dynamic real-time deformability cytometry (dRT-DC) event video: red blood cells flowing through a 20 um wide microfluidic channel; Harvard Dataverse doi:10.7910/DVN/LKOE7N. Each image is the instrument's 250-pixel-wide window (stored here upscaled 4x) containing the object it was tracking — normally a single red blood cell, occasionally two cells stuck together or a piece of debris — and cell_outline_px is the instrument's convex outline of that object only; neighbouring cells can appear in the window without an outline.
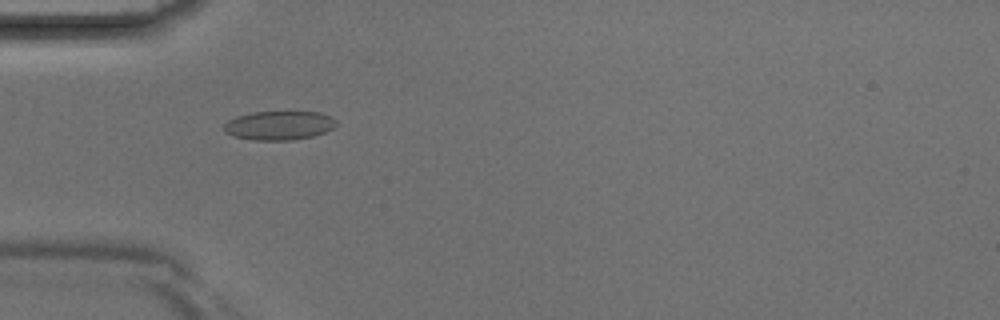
{"species": "Egyptian fruit bat (a non-hibernating species)", "species_latin": "Rousettus aegyptiacus", "temperature_condition": "room temperature", "stored_images_in_passage": 29, "camera_frame_rate_fps": 3000, "um_per_image_px": 0.085, "animal": {"sex": "male"}, "frame": {"image": 1, "passage_image": 5, "time_ms": 1.333, "image_size_px": [1000, 320], "cell_outline_px": [[336, 124], [332, 128], [324, 132], [312, 136], [288, 140], [252, 140], [236, 136], [224, 132], [224, 124], [228, 120], [236, 116], [252, 112], [320, 112], [336, 120]], "centroid_in_image_um": [23.69, 10.66], "position_along_channel_um": 61.3, "area_um2": 18.73}}
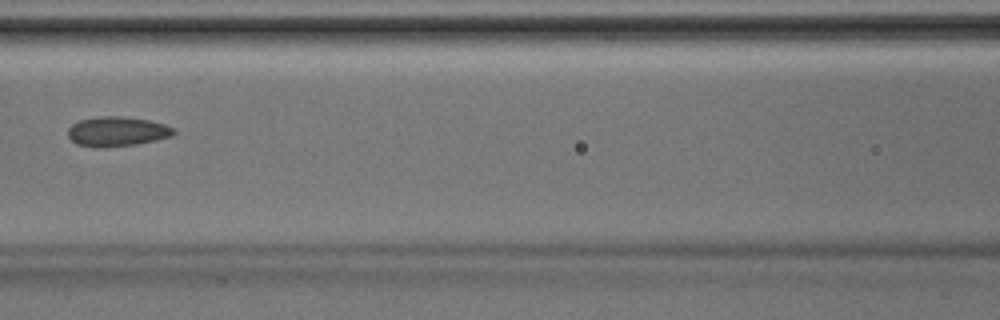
{"frame": {"image": 2, "passage_image": 11, "time_ms": 3.333, "image_size_px": [1000, 320], "cell_outline_px": [[176, 132], [172, 136], [156, 140], [136, 144], [104, 148], [92, 148], [76, 144], [68, 136], [68, 128], [72, 124], [80, 120], [100, 116], [120, 116], [148, 120], [164, 124], [176, 128]], "centroid_in_image_um": [9.95, 11.19], "position_along_channel_um": 156.7, "area_um2": 18.5}}
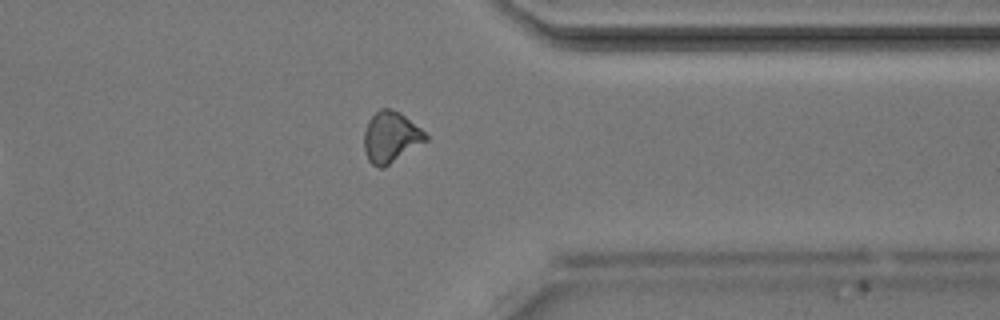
{"frame": {"image": 3, "passage_image": 25, "time_ms": 8.0, "image_size_px": [1000, 320], "cell_outline_px": [[428, 140], [384, 168], [380, 168], [372, 164], [368, 160], [364, 152], [364, 132], [368, 120], [380, 108], [388, 108], [400, 112], [420, 128], [428, 136]], "centroid_in_image_um": [33.2, 11.66], "position_along_channel_um": 378.2, "area_um2": 18.32}}